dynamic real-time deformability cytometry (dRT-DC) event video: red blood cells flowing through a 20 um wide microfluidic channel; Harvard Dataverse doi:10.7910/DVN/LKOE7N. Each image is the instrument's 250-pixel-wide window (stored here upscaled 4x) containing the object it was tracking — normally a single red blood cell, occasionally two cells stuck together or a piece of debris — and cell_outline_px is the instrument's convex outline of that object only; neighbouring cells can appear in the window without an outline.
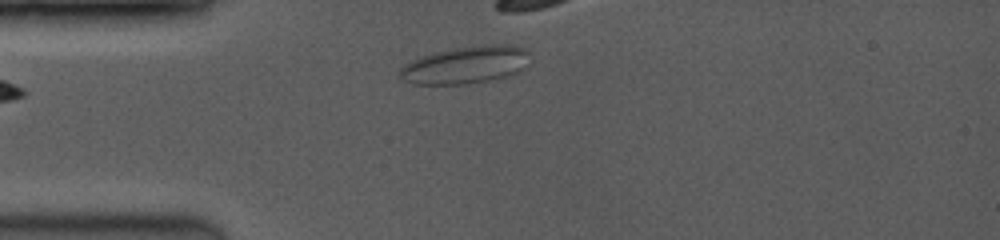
{"species": "common noctule bat (a hibernating species)", "species_latin": "Nyctalus noctula", "temperature_condition": "room temperature", "stored_images_in_passage": 24, "camera_frame_rate_fps": 3500, "um_per_image_px": 0.085, "animal": {"sex": "female", "body_mass_g": 19.0, "forearm_length_mm": 53.3}, "frame": {"image": 1, "passage_image": 1, "time_ms": 0.0, "image_size_px": [1000, 240], "cell_outline_px": [[528, 52], [524, 68], [520, 72], [492, 80], [464, 84], [412, 84], [404, 80], [400, 76], [400, 68], [412, 60], [420, 56], [436, 52], [456, 48], [488, 44], [500, 44], [524, 48]], "centroid_in_image_um": [39.56, 5.53], "position_along_channel_um": 45.4, "area_um2": 28.03}}